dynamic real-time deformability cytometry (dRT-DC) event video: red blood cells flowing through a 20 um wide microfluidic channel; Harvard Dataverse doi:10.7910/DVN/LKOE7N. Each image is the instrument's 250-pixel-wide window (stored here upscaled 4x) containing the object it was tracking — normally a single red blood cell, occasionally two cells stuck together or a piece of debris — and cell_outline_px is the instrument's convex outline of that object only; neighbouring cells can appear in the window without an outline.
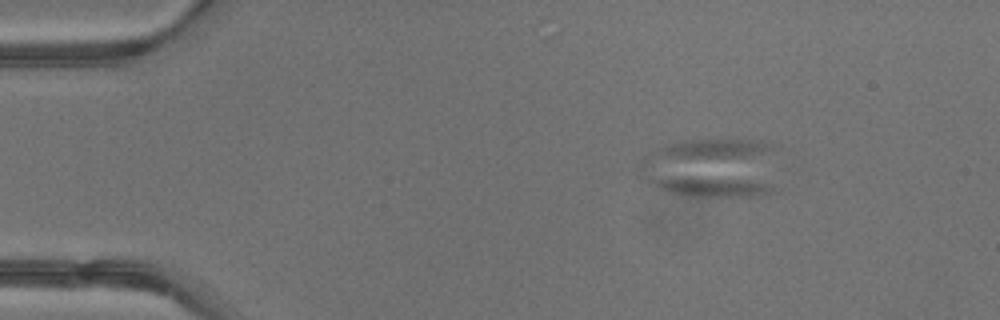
{"species": "common noctule bat (a hibernating species)", "species_latin": "Nyctalus noctula", "temperature_condition": "warm", "stored_images_in_passage": 38, "camera_frame_rate_fps": 3000, "um_per_image_px": 0.085, "animal": {"sex": "male", "body_mass_g": 13.3}, "frame": {"image": 1, "passage_image": 1, "time_ms": 0.0, "image_size_px": [1000, 320], "cell_outline_px": [[772, 188], [764, 192], [752, 196], [700, 196], [676, 192], [660, 188], [644, 180], [648, 176], [652, 176], [736, 180], [760, 184]], "centroid_in_image_um": [60.15, 15.85], "position_along_channel_um": 24.9, "area_um2": 12.37}}